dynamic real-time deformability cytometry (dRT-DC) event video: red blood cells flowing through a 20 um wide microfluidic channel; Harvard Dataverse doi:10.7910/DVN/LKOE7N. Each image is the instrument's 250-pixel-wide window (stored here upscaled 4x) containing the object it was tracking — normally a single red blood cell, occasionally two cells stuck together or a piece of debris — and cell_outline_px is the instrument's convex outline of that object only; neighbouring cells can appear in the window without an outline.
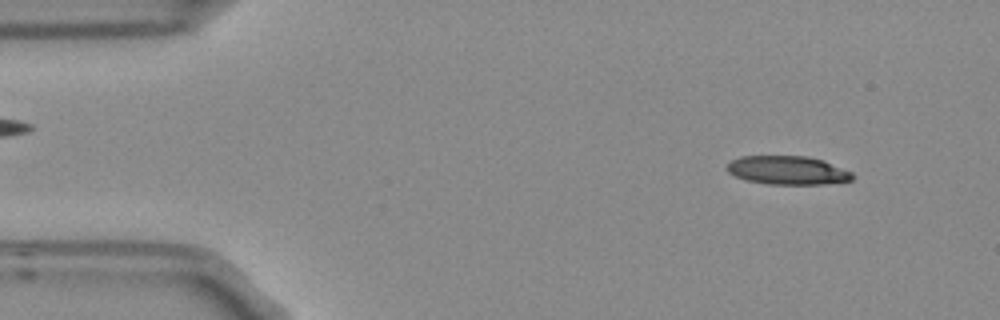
{"species": "Egyptian fruit bat (a non-hibernating species)", "species_latin": "Rousettus aegyptiacus", "temperature_condition": "room temperature", "stored_images_in_passage": 4, "camera_frame_rate_fps": 3000, "um_per_image_px": 0.085, "frame": {"image": 1, "passage_image": 1, "time_ms": 0.0, "image_size_px": [1000, 320], "cell_outline_px": [[856, 176], [852, 180], [824, 184], [768, 184], [744, 180], [728, 172], [728, 164], [732, 160], [740, 156], [808, 156], [824, 160], [852, 172]], "centroid_in_image_um": [66.98, 14.47], "position_along_channel_um": 18.0, "area_um2": 20.98}}
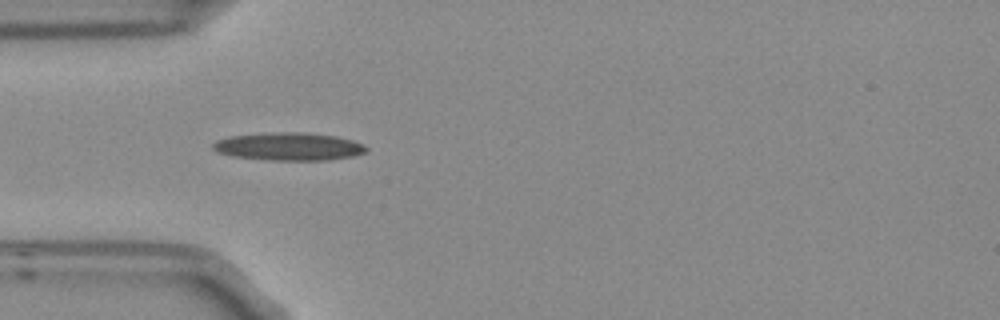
{"frame": {"image": 2, "passage_image": 3, "time_ms": 0.667, "image_size_px": [1000, 320], "cell_outline_px": [[368, 148], [364, 152], [352, 156], [328, 160], [272, 160], [232, 156], [220, 152], [212, 148], [212, 144], [216, 140], [228, 136], [272, 132], [300, 132], [336, 136], [352, 140], [364, 144]], "centroid_in_image_um": [24.54, 12.45], "position_along_channel_um": 60.5, "area_um2": 24.8}}
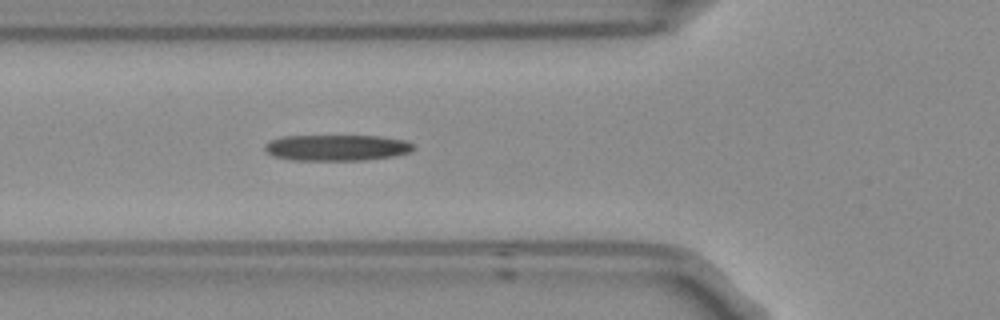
{"frame": {"image": 3, "passage_image": 4, "time_ms": 1.0, "image_size_px": [1000, 320], "cell_outline_px": [[416, 148], [412, 152], [392, 156], [364, 160], [296, 160], [276, 156], [268, 152], [264, 148], [264, 144], [280, 136], [380, 136], [404, 140], [412, 144]], "centroid_in_image_um": [28.66, 12.55], "position_along_channel_um": 97.1, "area_um2": 22.43}}